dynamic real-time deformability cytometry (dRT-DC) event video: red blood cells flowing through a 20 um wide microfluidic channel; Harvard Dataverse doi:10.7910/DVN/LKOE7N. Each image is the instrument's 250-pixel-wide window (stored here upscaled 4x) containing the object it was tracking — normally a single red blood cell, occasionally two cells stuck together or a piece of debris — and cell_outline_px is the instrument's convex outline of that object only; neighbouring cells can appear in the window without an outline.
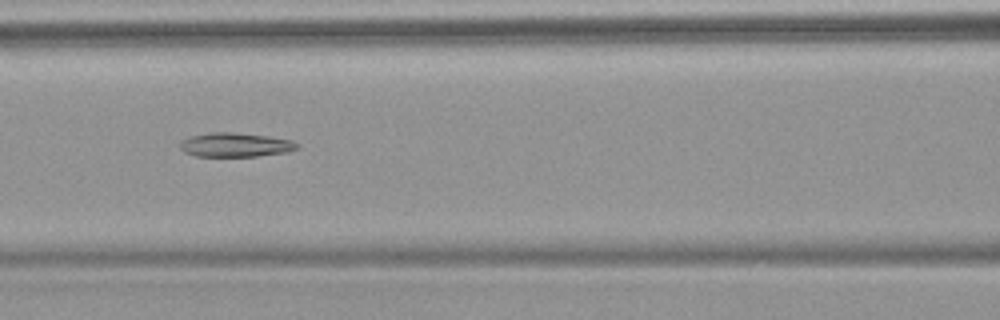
{"species": "common noctule bat (a hibernating species)", "species_latin": "Nyctalus noctula", "temperature_condition": "warm", "stored_images_in_passage": 6, "camera_frame_rate_fps": 3000, "um_per_image_px": 0.085, "animal": {"sex": "female", "body_mass_g": 18.4}, "frame": {"image": 1, "passage_image": 4, "time_ms": 3.333, "image_size_px": [1000, 320], "cell_outline_px": [[300, 144], [296, 148], [288, 152], [256, 156], [196, 156], [184, 152], [180, 148], [180, 140], [192, 136], [212, 132], [232, 132], [268, 136], [292, 140]], "centroid_in_image_um": [20.0, 12.31], "position_along_channel_um": 146.6, "area_um2": 16.42}}
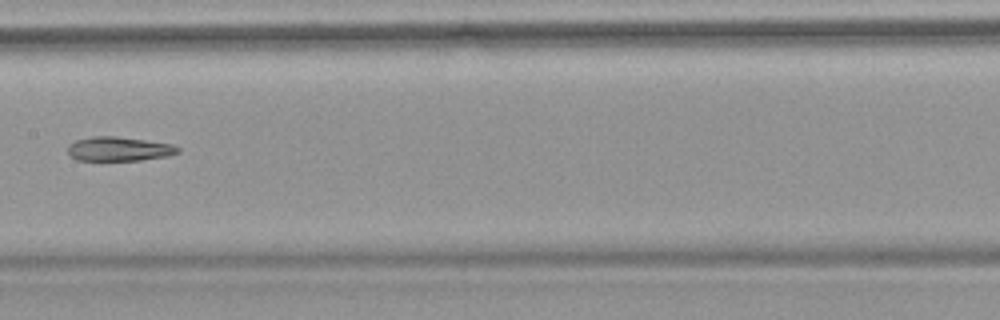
{"frame": {"image": 2, "passage_image": 5, "time_ms": 4.667, "image_size_px": [1000, 320], "cell_outline_px": [[180, 152], [168, 156], [140, 160], [76, 160], [68, 156], [68, 144], [76, 140], [92, 136], [116, 136], [172, 144], [180, 148]], "centroid_in_image_um": [10.08, 12.66], "position_along_channel_um": 197.3, "area_um2": 15.61}}
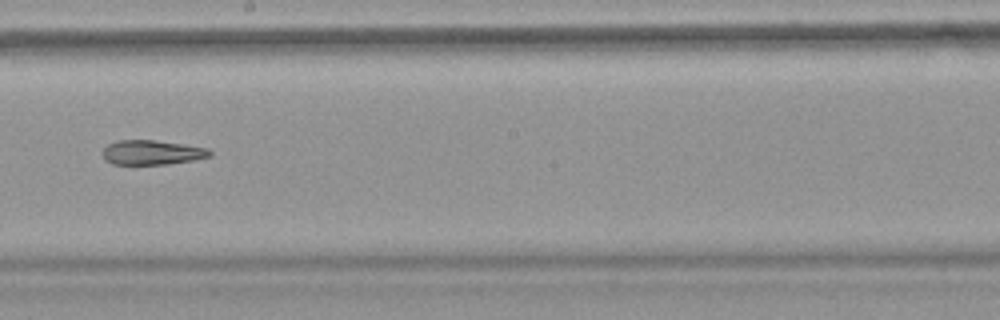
{"frame": {"image": 3, "passage_image": 6, "time_ms": 5.667, "image_size_px": [1000, 320], "cell_outline_px": [[212, 156], [192, 160], [164, 164], [112, 164], [104, 160], [100, 152], [108, 144], [116, 140], [152, 140], [208, 148], [212, 152]], "centroid_in_image_um": [12.85, 12.96], "position_along_channel_um": 235.3, "area_um2": 15.32}}